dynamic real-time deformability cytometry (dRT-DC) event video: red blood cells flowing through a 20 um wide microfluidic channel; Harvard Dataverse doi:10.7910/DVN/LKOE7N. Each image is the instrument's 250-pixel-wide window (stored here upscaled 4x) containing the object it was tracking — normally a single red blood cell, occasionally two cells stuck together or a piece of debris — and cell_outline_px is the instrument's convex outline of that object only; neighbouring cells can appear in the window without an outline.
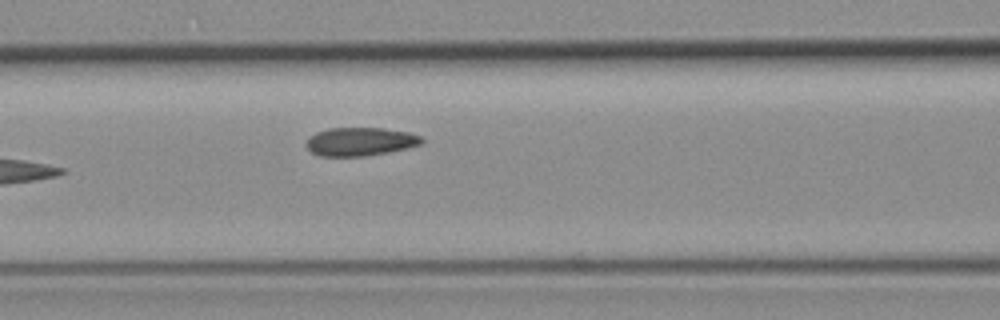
{"species": "common noctule bat (a hibernating species)", "species_latin": "Nyctalus noctula", "temperature_condition": "room temperature", "stored_images_in_passage": 6, "camera_frame_rate_fps": 3000, "um_per_image_px": 0.085, "animal": {"sex": "female", "body_mass_g": 19.3, "forearm_length_mm": 54.1}, "frame": {"image": 1, "passage_image": 6, "time_ms": 6.0, "image_size_px": [1000, 320], "cell_outline_px": [[424, 140], [420, 144], [388, 152], [364, 156], [320, 156], [312, 152], [304, 144], [308, 136], [316, 132], [328, 128], [384, 128], [408, 132], [420, 136]], "centroid_in_image_um": [30.56, 12.03], "position_along_channel_um": 136.0, "area_um2": 19.07}}